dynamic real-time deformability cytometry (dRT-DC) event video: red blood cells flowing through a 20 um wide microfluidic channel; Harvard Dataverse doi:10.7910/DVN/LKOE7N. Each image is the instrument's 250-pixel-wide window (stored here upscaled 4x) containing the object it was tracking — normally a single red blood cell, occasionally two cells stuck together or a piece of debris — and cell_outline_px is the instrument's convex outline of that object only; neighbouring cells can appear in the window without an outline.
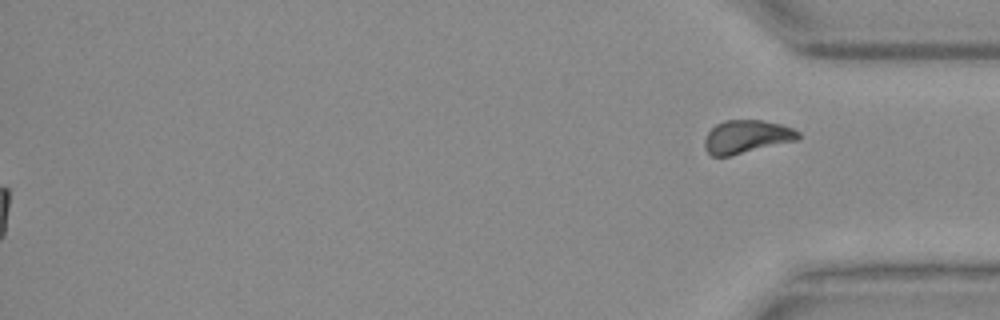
{"species": "Egyptian fruit bat (a non-hibernating species)", "species_latin": "Rousettus aegyptiacus", "temperature_condition": "warm", "stored_images_in_passage": 42, "segment_of_instrument_passage": [2, 2], "camera_frame_rate_fps": 3000, "um_per_image_px": 0.085, "animal": {"sex": "female"}, "frame": {"image": 1, "passage_image": 42, "time_ms": 13.667, "image_size_px": [1000, 320], "cell_outline_px": [[800, 136], [796, 140], [728, 156], [712, 156], [704, 148], [704, 140], [708, 132], [716, 124], [724, 120], [760, 120], [780, 124], [792, 128], [800, 132]], "centroid_in_image_um": [63.43, 11.61], "position_along_channel_um": 371.8, "area_um2": 17.86}}